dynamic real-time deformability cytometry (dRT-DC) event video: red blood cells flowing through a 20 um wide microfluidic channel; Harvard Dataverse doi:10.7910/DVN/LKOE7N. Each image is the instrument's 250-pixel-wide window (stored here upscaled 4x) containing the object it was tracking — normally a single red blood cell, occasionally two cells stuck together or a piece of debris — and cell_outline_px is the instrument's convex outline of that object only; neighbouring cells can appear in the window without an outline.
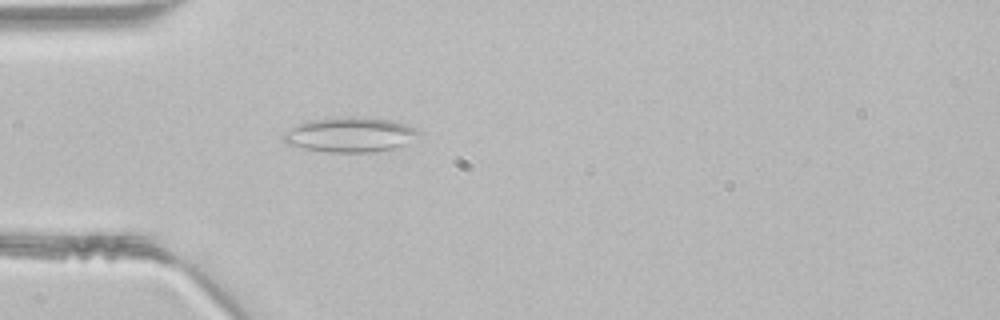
{"species": "common noctule bat (a hibernating species)", "species_latin": "Nyctalus noctula", "temperature_condition": "room temperature", "stored_images_in_passage": 27, "camera_frame_rate_fps": 3000, "um_per_image_px": 0.085, "animal": {"sex": "male", "body_mass_g": 21.5, "forearm_length_mm": 52.0}, "frame": {"image": 1, "passage_image": 1, "time_ms": 0.0, "image_size_px": [1000, 320], "cell_outline_px": [[420, 132], [404, 144], [392, 148], [368, 152], [324, 152], [304, 148], [288, 144], [284, 140], [284, 132], [296, 124], [308, 120], [348, 116], [356, 116], [392, 120], [416, 128]], "centroid_in_image_um": [29.7, 11.43], "position_along_channel_um": 55.3, "area_um2": 27.17}}
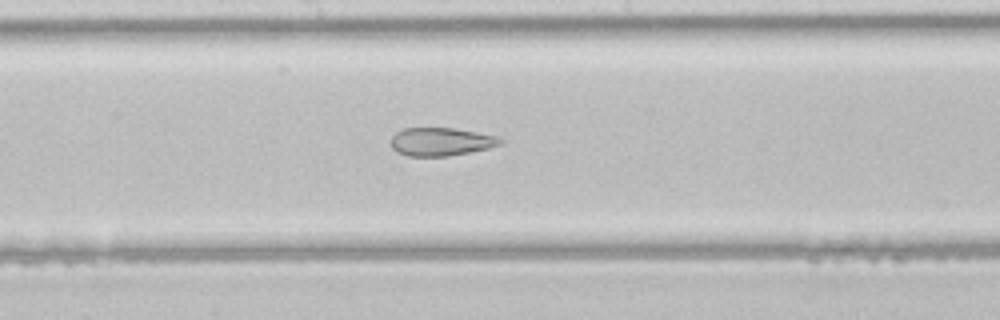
{"frame": {"image": 2, "passage_image": 12, "time_ms": 3.667, "image_size_px": [1000, 320], "cell_outline_px": [[504, 140], [500, 144], [488, 148], [448, 156], [408, 156], [396, 152], [392, 148], [392, 136], [396, 132], [404, 128], [452, 128], [500, 136]], "centroid_in_image_um": [37.48, 12.04], "position_along_channel_um": 210.7, "area_um2": 17.92}}
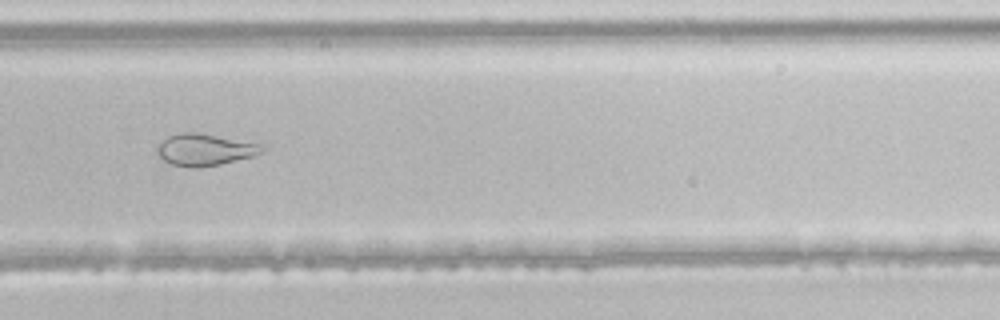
{"frame": {"image": 3, "passage_image": 19, "time_ms": 6.0, "image_size_px": [1000, 320], "cell_outline_px": [[268, 148], [264, 152], [252, 156], [220, 164], [196, 168], [192, 168], [172, 164], [164, 160], [160, 156], [160, 144], [168, 136], [180, 132], [196, 132], [260, 144]], "centroid_in_image_um": [17.46, 12.72], "position_along_channel_um": 312.3, "area_um2": 19.02}}